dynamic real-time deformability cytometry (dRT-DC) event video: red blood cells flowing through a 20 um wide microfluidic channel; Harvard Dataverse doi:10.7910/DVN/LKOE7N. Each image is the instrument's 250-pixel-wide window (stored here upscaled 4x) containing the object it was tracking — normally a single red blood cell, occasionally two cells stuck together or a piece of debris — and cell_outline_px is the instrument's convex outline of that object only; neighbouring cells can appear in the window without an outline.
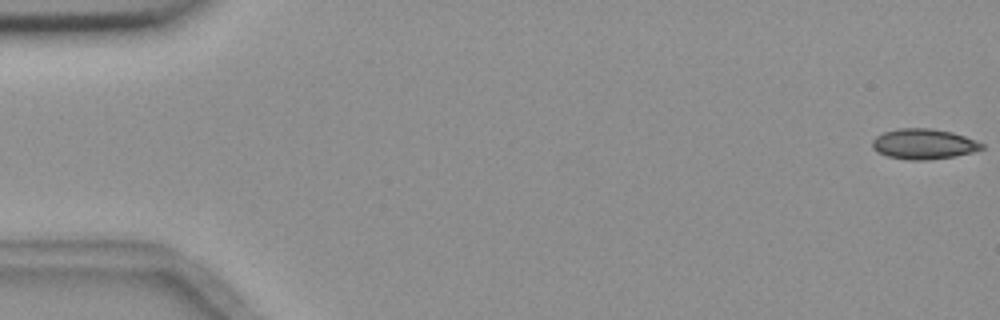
{"species": "common noctule bat (a hibernating species)", "species_latin": "Nyctalus noctula", "temperature_condition": "room temperature", "stored_images_in_passage": 7, "camera_frame_rate_fps": 3000, "um_per_image_px": 0.085, "animal": {"sex": "female", "body_mass_g": 18.4}, "frame": {"image": 1, "passage_image": 1, "time_ms": 0.0, "image_size_px": [1000, 320], "cell_outline_px": [[984, 148], [972, 152], [956, 156], [928, 160], [908, 160], [888, 156], [876, 152], [872, 148], [872, 140], [876, 136], [884, 132], [900, 128], [932, 128], [952, 132], [976, 140], [984, 144]], "centroid_in_image_um": [78.51, 12.24], "position_along_channel_um": 6.5, "area_um2": 19.48}}
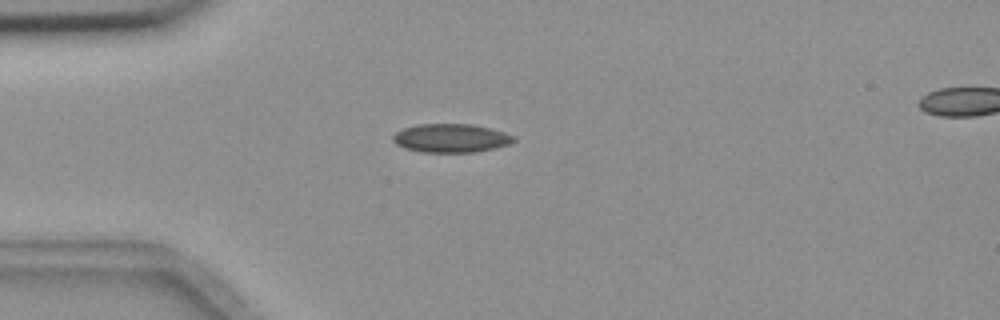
{"frame": {"image": 2, "passage_image": 5, "time_ms": 4.667, "image_size_px": [1000, 320], "cell_outline_px": [[516, 140], [508, 144], [496, 148], [476, 152], [420, 152], [404, 148], [396, 144], [392, 140], [392, 136], [396, 132], [404, 128], [416, 124], [472, 124], [504, 132], [516, 136]], "centroid_in_image_um": [38.32, 11.74], "position_along_channel_um": 46.7, "area_um2": 20.23}}